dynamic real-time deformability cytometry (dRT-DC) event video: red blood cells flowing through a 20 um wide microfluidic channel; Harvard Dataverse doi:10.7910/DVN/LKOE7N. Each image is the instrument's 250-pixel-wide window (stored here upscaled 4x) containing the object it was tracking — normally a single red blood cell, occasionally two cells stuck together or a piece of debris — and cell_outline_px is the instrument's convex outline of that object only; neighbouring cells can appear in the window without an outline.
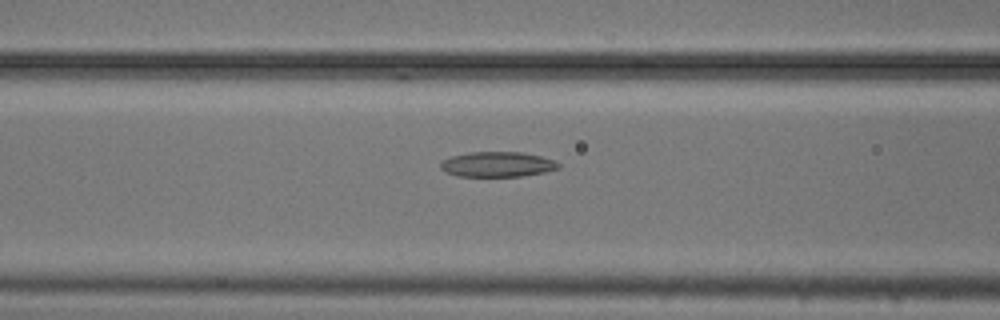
{"species": "common noctule bat (a hibernating species)", "species_latin": "Nyctalus noctula", "temperature_condition": "cold", "stored_images_in_passage": 51, "camera_frame_rate_fps": 3000, "um_per_image_px": 0.085, "animal": {"sex": "male", "body_mass_g": 20.5, "forearm_length_mm": 52.5}, "frame": {"image": 1, "passage_image": 19, "time_ms": 6.0, "image_size_px": [1000, 320], "cell_outline_px": [[560, 168], [544, 172], [520, 176], [456, 176], [444, 172], [440, 168], [440, 160], [452, 156], [468, 152], [520, 152], [540, 156], [556, 160], [560, 164]], "centroid_in_image_um": [42.25, 13.96], "position_along_channel_um": 124.4, "area_um2": 17.4}}
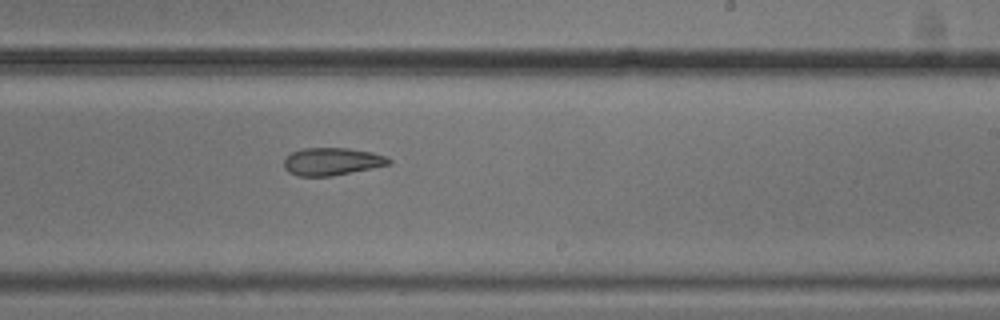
{"frame": {"image": 2, "passage_image": 30, "time_ms": 9.667, "image_size_px": [1000, 320], "cell_outline_px": [[392, 164], [332, 176], [300, 176], [288, 172], [284, 168], [284, 160], [292, 152], [304, 148], [348, 148], [372, 152], [384, 156], [392, 160]], "centroid_in_image_um": [28.23, 13.73], "position_along_channel_um": 260.8, "area_um2": 16.82}}
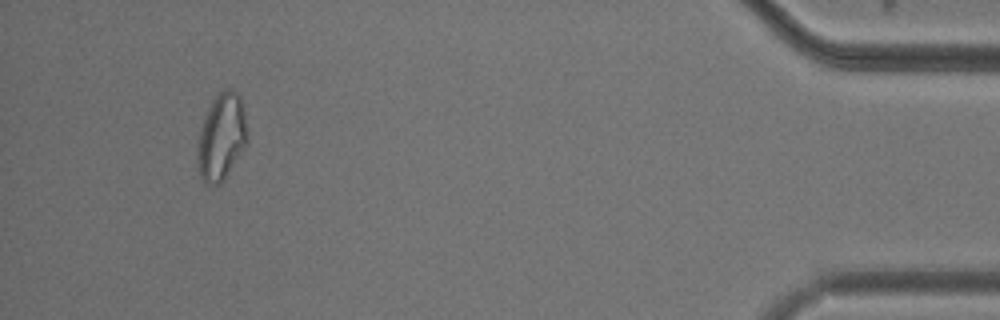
{"frame": {"image": 3, "passage_image": 48, "time_ms": 15.667, "image_size_px": [1000, 320], "cell_outline_px": [[248, 144], [224, 180], [220, 184], [204, 184], [200, 176], [196, 160], [196, 148], [200, 132], [204, 120], [212, 100], [224, 88], [228, 88], [236, 92], [240, 96], [244, 112], [248, 140]], "centroid_in_image_um": [18.83, 11.69], "position_along_channel_um": 416.4, "area_um2": 25.37}}